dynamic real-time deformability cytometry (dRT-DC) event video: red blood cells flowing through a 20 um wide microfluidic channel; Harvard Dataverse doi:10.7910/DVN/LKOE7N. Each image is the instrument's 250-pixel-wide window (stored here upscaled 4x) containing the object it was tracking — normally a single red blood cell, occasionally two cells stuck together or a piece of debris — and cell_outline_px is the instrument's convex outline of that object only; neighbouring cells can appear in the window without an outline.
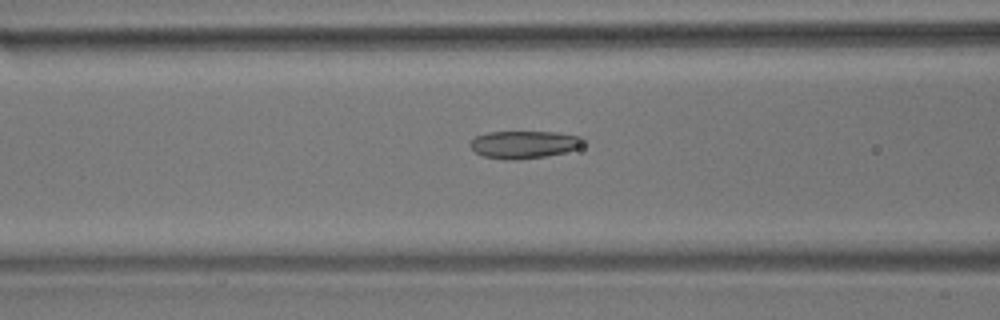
{"species": "common noctule bat (a hibernating species)", "species_latin": "Nyctalus noctula", "temperature_condition": "room temperature", "stored_images_in_passage": 38, "camera_frame_rate_fps": 3000, "um_per_image_px": 0.085, "animal": {"sex": "male", "body_mass_g": 17.9}, "frame": {"image": 1, "passage_image": 15, "time_ms": 4.667, "image_size_px": [1000, 320], "cell_outline_px": [[584, 144], [576, 148], [564, 152], [544, 156], [516, 160], [508, 160], [484, 156], [476, 152], [468, 144], [476, 136], [488, 132], [556, 132], [584, 136]], "centroid_in_image_um": [44.56, 12.27], "position_along_channel_um": 122.0, "area_um2": 18.09}}
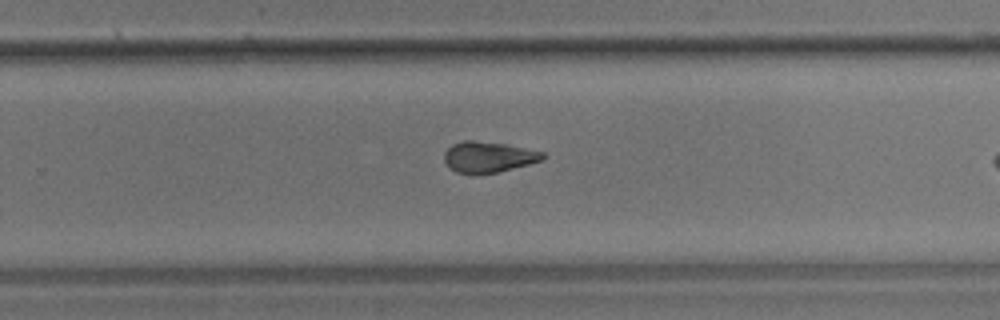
{"frame": {"image": 2, "passage_image": 29, "time_ms": 9.333, "image_size_px": [1000, 320], "cell_outline_px": [[544, 156], [540, 160], [528, 164], [496, 172], [456, 172], [448, 168], [444, 160], [444, 152], [452, 144], [464, 140], [472, 140], [504, 144], [544, 152]], "centroid_in_image_um": [41.45, 13.32], "position_along_channel_um": 288.3, "area_um2": 17.17}}
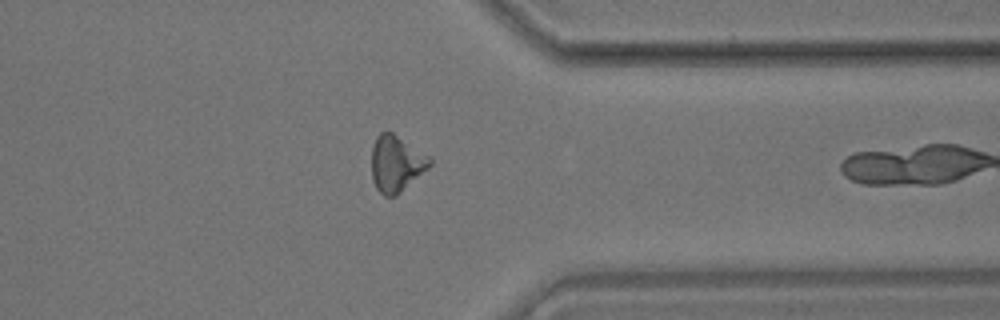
{"frame": {"image": 3, "passage_image": 37, "time_ms": 12.0, "image_size_px": [1000, 320], "cell_outline_px": [[432, 164], [428, 168], [396, 196], [384, 196], [376, 188], [372, 180], [372, 144], [376, 136], [380, 132], [392, 132], [432, 156]], "centroid_in_image_um": [33.69, 13.89], "position_along_channel_um": 377.7, "area_um2": 19.31}}